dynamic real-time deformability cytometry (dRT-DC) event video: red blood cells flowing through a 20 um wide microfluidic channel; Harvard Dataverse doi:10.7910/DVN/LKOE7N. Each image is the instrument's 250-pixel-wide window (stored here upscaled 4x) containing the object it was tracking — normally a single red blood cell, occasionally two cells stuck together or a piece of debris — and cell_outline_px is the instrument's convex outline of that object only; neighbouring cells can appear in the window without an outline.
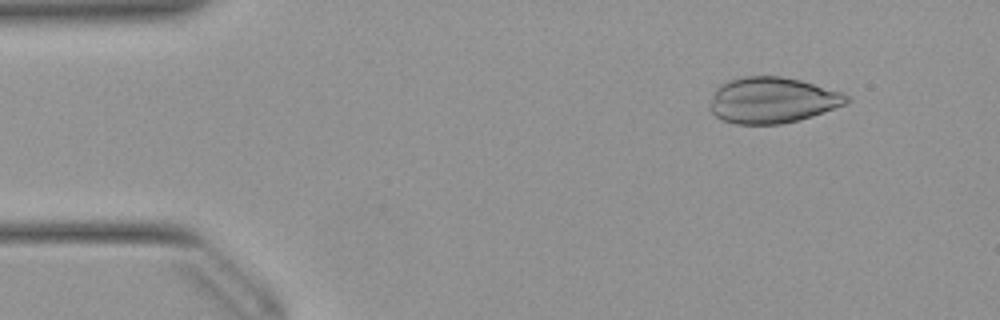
{"species": "Egyptian fruit bat (a non-hibernating species)", "species_latin": "Rousettus aegyptiacus", "temperature_condition": "warm", "stored_images_in_passage": 50, "camera_frame_rate_fps": 3000, "um_per_image_px": 0.085, "animal": {"sex": "female"}, "frame": {"image": 1, "passage_image": 5, "time_ms": 1.333, "image_size_px": [1000, 320], "cell_outline_px": [[852, 100], [844, 104], [824, 112], [800, 120], [780, 124], [736, 124], [724, 120], [716, 116], [712, 112], [712, 96], [716, 88], [720, 84], [728, 80], [744, 76], [780, 76], [800, 80], [840, 92], [848, 96]], "centroid_in_image_um": [65.64, 8.51], "position_along_channel_um": 19.4, "area_um2": 36.3}}
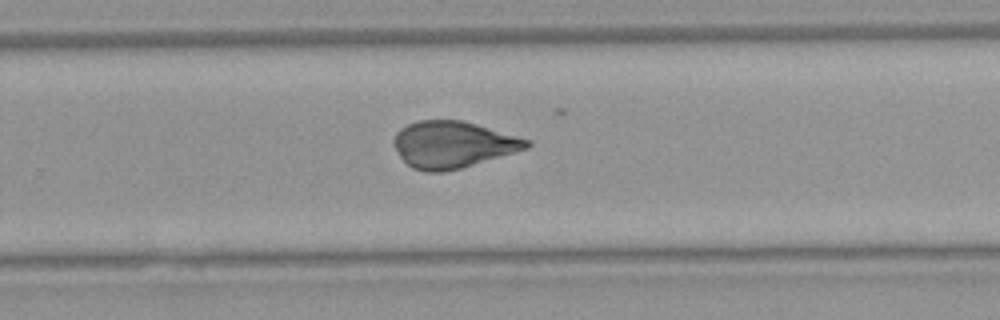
{"frame": {"image": 2, "passage_image": 32, "time_ms": 10.333, "image_size_px": [1000, 320], "cell_outline_px": [[532, 144], [528, 148], [460, 168], [444, 172], [424, 172], [412, 168], [400, 156], [392, 144], [392, 140], [396, 132], [400, 128], [408, 124], [420, 120], [464, 120], [532, 140]], "centroid_in_image_um": [38.48, 12.28], "position_along_channel_um": 291.3, "area_um2": 36.24}}
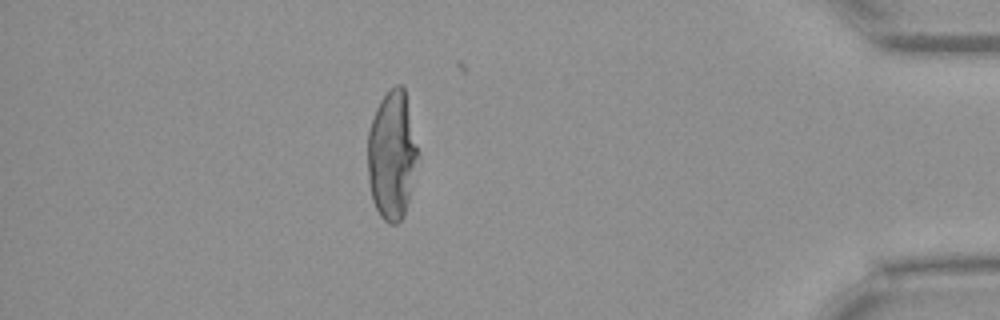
{"frame": {"image": 3, "passage_image": 44, "time_ms": 14.333, "image_size_px": [1000, 320], "cell_outline_px": [[420, 156], [404, 216], [396, 224], [388, 224], [380, 216], [372, 200], [368, 180], [368, 132], [376, 108], [380, 100], [396, 84], [400, 84], [404, 88], [420, 152]], "centroid_in_image_um": [33.34, 13.21], "position_along_channel_um": 401.9, "area_um2": 38.03}}